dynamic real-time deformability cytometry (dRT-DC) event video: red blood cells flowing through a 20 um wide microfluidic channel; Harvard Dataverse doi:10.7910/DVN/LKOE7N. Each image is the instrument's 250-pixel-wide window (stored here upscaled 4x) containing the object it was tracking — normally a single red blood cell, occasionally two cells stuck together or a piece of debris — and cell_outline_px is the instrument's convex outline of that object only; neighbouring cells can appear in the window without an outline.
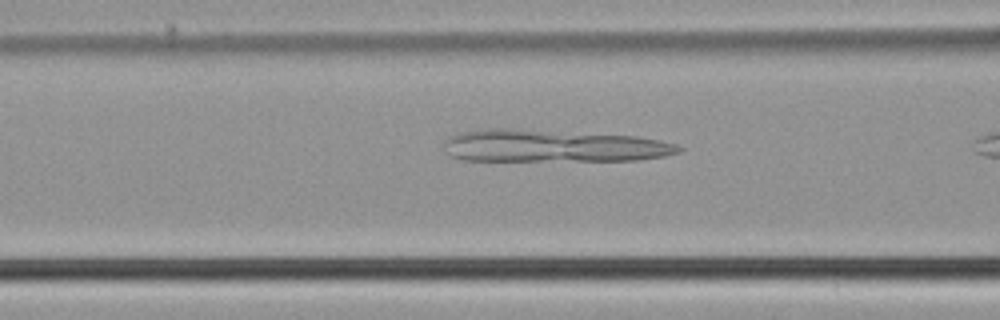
{"species": "common noctule bat (a hibernating species)", "species_latin": "Nyctalus noctula", "temperature_condition": "cold", "stored_images_in_passage": 6, "camera_frame_rate_fps": 3000, "um_per_image_px": 0.085, "animal": {"sex": "male", "body_mass_g": 21.5, "forearm_length_mm": 52.0}, "frame": {"image": 1, "passage_image": 5, "time_ms": 1.333, "image_size_px": [1000, 320], "cell_outline_px": [[684, 148], [680, 152], [664, 156], [636, 160], [460, 160], [444, 152], [444, 140], [448, 136], [460, 132], [488, 128], [512, 128], [636, 136], [660, 140], [676, 144]], "centroid_in_image_um": [46.96, 12.39], "position_along_channel_um": 119.6, "area_um2": 44.45}}